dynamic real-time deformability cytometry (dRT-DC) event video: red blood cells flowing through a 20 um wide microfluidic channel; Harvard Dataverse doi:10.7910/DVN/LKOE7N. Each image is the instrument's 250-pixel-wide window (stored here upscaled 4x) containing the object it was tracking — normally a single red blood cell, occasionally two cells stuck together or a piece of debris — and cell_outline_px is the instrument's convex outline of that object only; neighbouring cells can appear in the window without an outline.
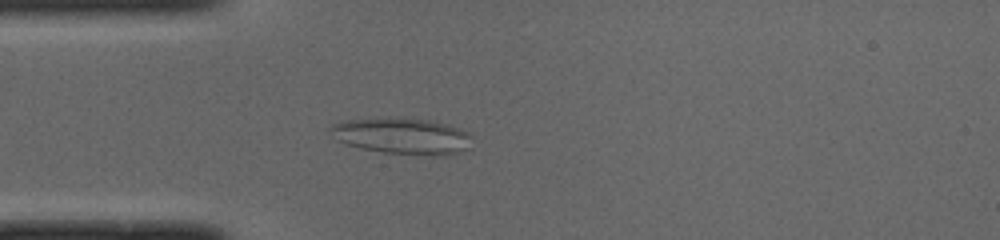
{"species": "common noctule bat (a hibernating species)", "species_latin": "Nyctalus noctula", "temperature_condition": "cold", "stored_images_in_passage": 43, "camera_frame_rate_fps": 3000, "um_per_image_px": 0.085, "animal": {"sex": "male", "body_mass_g": 19.0, "forearm_length_mm": 50.8}, "frame": {"image": 1, "passage_image": 12, "time_ms": 3.667, "image_size_px": [1000, 240], "cell_outline_px": [[472, 136], [468, 148], [448, 156], [432, 156], [384, 152], [360, 148], [336, 140], [328, 128], [332, 124], [344, 120], [388, 116], [428, 120], [444, 124], [468, 132]], "centroid_in_image_um": [34.15, 11.55], "position_along_channel_um": 50.8, "area_um2": 30.23}}
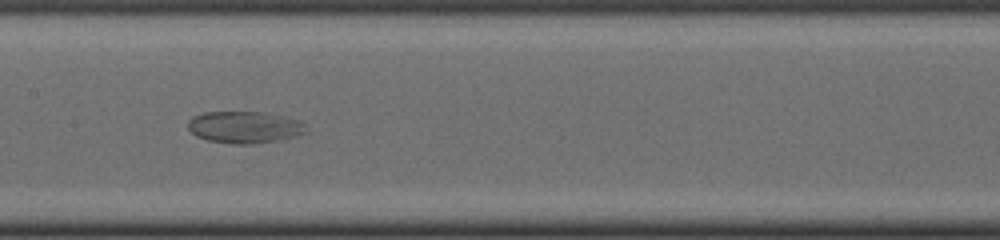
{"frame": {"image": 2, "passage_image": 23, "time_ms": 7.333, "image_size_px": [1000, 240], "cell_outline_px": [[304, 132], [296, 136], [280, 140], [252, 144], [232, 144], [208, 140], [196, 136], [188, 128], [188, 120], [192, 116], [204, 112], [260, 112], [280, 116], [296, 120], [304, 124]], "centroid_in_image_um": [20.71, 10.82], "position_along_channel_um": 186.7, "area_um2": 21.68}}
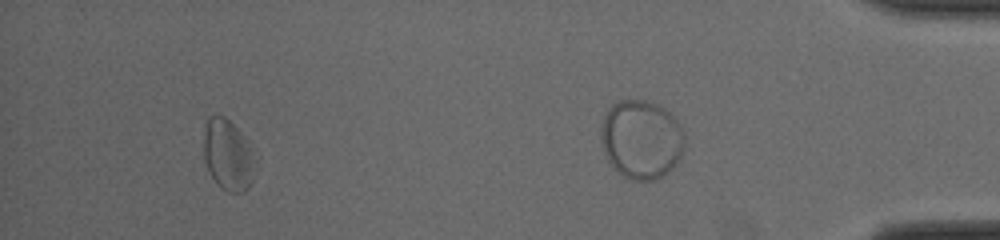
{"frame": {"image": 3, "passage_image": 39, "time_ms": 12.667, "image_size_px": [1000, 240], "cell_outline_px": [[252, 180], [248, 188], [244, 192], [228, 192], [220, 188], [212, 176], [204, 160], [204, 136], [208, 116], [224, 116], [240, 132], [248, 148]], "centroid_in_image_um": [19.28, 13.19], "position_along_channel_um": 415.9, "area_um2": 20.0}}